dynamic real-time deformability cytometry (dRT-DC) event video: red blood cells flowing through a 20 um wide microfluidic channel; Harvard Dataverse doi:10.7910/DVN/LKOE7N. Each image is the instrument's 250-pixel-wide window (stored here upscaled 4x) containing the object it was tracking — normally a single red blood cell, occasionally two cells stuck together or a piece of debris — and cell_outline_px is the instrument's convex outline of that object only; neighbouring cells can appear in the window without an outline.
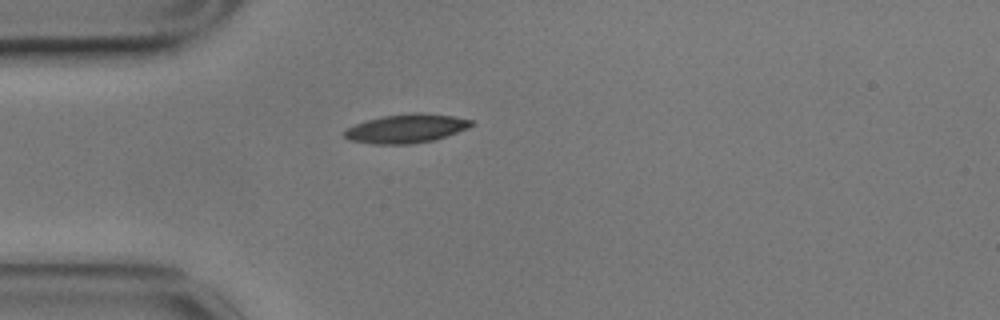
{"species": "common noctule bat (a hibernating species)", "species_latin": "Nyctalus noctula", "temperature_condition": "cold", "stored_images_in_passage": 38, "camera_frame_rate_fps": 3000, "um_per_image_px": 0.085, "animal": {"sex": "male", "body_mass_g": 17.9}, "frame": {"image": 1, "passage_image": 1, "time_ms": 0.0, "image_size_px": [1000, 320], "cell_outline_px": [[472, 124], [456, 132], [432, 140], [408, 144], [372, 144], [348, 140], [344, 136], [344, 132], [348, 128], [356, 124], [368, 120], [384, 116], [416, 112], [420, 112], [452, 116], [472, 120]], "centroid_in_image_um": [34.47, 10.92], "position_along_channel_um": 50.5, "area_um2": 20.81}}
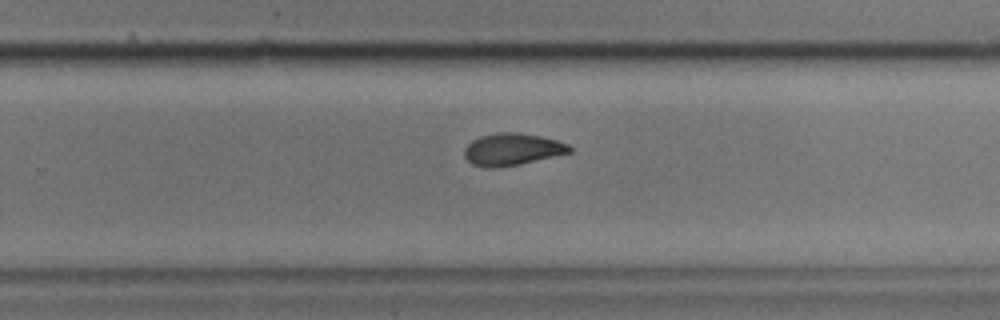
{"frame": {"image": 2, "passage_image": 22, "time_ms": 7.0, "image_size_px": [1000, 320], "cell_outline_px": [[572, 152], [520, 164], [492, 168], [484, 168], [472, 164], [464, 156], [464, 148], [472, 140], [480, 136], [496, 132], [516, 132], [540, 136], [556, 140], [568, 144], [572, 148]], "centroid_in_image_um": [43.51, 12.69], "position_along_channel_um": 286.3, "area_um2": 19.71}}
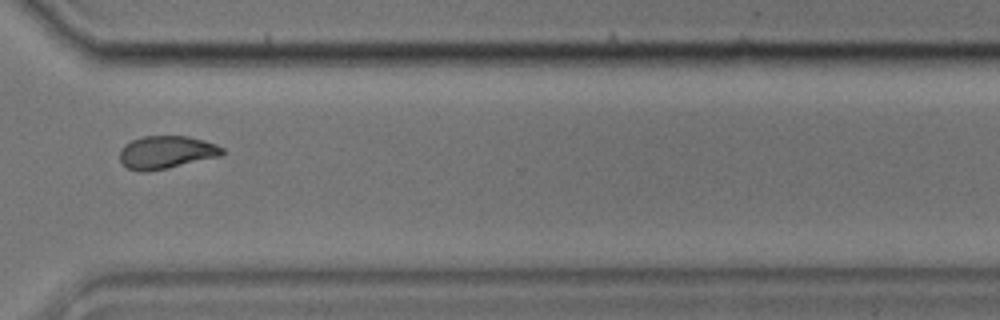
{"frame": {"image": 3, "passage_image": 28, "time_ms": 9.0, "image_size_px": [1000, 320], "cell_outline_px": [[224, 152], [220, 156], [168, 168], [148, 172], [140, 172], [128, 168], [120, 160], [120, 148], [124, 144], [132, 140], [144, 136], [188, 136], [204, 140], [216, 144], [224, 148]], "centroid_in_image_um": [14.13, 12.94], "position_along_channel_um": 356.5, "area_um2": 19.71}, "authors_computed_cell_mechanics": {"area_um2": 20.3167, "velocity_mm_per_s": 3.4989, "shape_relaxation_time_tau1_ms": 4.0219, "shape_relaxation_time_tau2_ms": 3.1475, "deformation_change_tau1": 0.1333, "deformation_change_tau2": 0.0689}}